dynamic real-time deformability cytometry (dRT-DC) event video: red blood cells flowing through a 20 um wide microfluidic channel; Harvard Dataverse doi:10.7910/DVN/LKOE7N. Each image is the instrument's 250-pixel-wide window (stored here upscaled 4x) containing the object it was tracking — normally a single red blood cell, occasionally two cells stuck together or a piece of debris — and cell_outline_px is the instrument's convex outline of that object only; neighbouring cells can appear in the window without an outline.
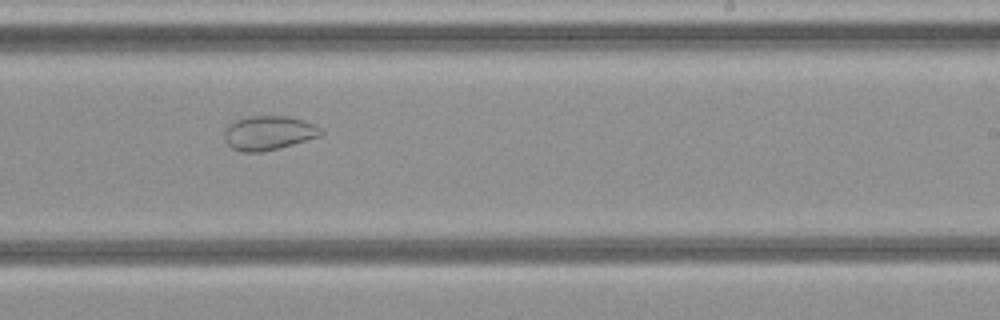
{"species": "common noctule bat (a hibernating species)", "species_latin": "Nyctalus noctula", "temperature_condition": "cold", "stored_images_in_passage": 27, "camera_frame_rate_fps": 3000, "um_per_image_px": 0.085, "animal": {"sex": "female", "body_mass_g": 21.9}, "frame": {"image": 1, "passage_image": 16, "time_ms": 5.0, "image_size_px": [1000, 320], "cell_outline_px": [[324, 132], [320, 136], [292, 144], [260, 152], [244, 152], [232, 148], [224, 140], [224, 132], [236, 120], [248, 116], [288, 116], [304, 120], [320, 128]], "centroid_in_image_um": [22.83, 11.29], "position_along_channel_um": 266.2, "area_um2": 18.9}}
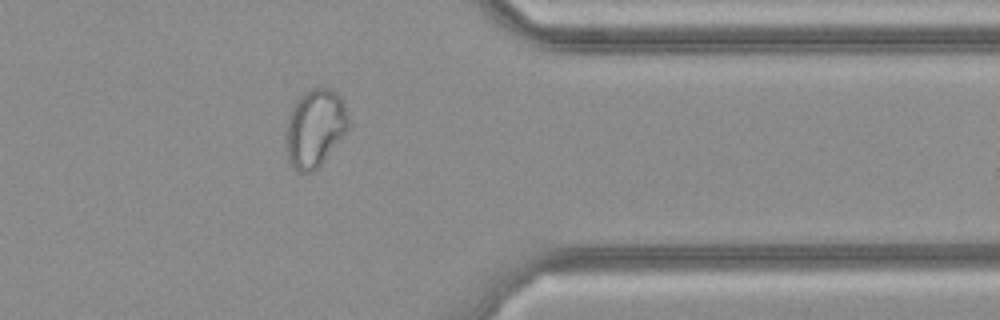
{"frame": {"image": 2, "passage_image": 23, "time_ms": 7.333, "image_size_px": [1000, 320], "cell_outline_px": [[348, 128], [324, 160], [312, 172], [300, 172], [292, 168], [288, 160], [284, 144], [284, 132], [292, 108], [296, 100], [304, 92], [312, 88], [328, 88], [336, 92], [340, 96], [344, 104], [348, 116]], "centroid_in_image_um": [26.72, 10.89], "position_along_channel_um": 384.7, "area_um2": 28.38}}